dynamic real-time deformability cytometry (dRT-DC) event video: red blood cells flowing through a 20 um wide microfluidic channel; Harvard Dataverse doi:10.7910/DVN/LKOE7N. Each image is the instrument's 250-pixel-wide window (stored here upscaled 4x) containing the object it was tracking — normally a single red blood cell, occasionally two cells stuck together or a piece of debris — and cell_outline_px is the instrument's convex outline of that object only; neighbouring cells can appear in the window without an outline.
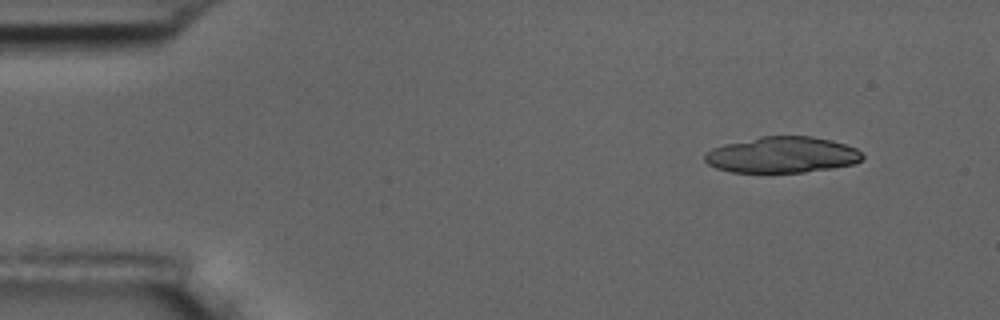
{"species": "common noctule bat (a hibernating species)", "species_latin": "Nyctalus noctula", "temperature_condition": "room temperature", "stored_images_in_passage": 9, "camera_frame_rate_fps": 3000, "um_per_image_px": 0.085, "animal": {"sex": "male", "body_mass_g": 17.5, "forearm_length_mm": 52.3}, "frame": {"image": 1, "passage_image": 2, "time_ms": 1.333, "image_size_px": [1000, 320], "cell_outline_px": [[864, 156], [860, 160], [852, 164], [832, 168], [804, 172], [732, 172], [716, 168], [708, 164], [704, 160], [704, 156], [712, 148], [724, 144], [760, 136], [812, 136], [832, 140], [856, 148]], "centroid_in_image_um": [66.46, 13.15], "position_along_channel_um": 18.5, "area_um2": 33.06}}
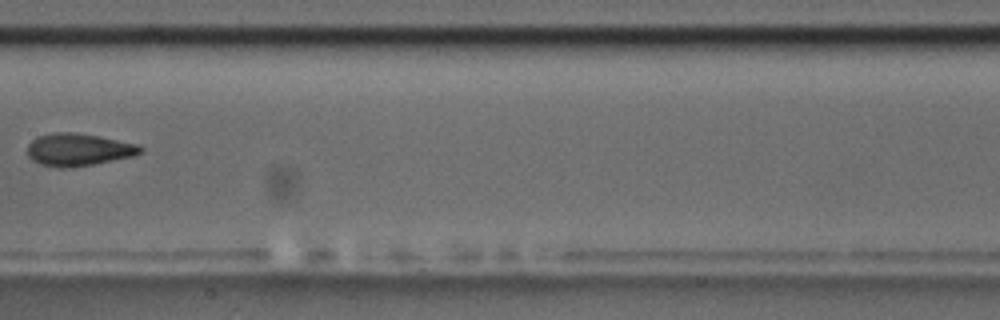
{"frame": {"image": 2, "passage_image": 8, "time_ms": 9.0, "image_size_px": [1000, 320], "cell_outline_px": [[144, 152], [136, 156], [92, 164], [68, 168], [60, 168], [40, 164], [32, 160], [28, 156], [28, 144], [32, 140], [40, 136], [56, 132], [72, 132], [96, 136], [136, 144], [144, 148]], "centroid_in_image_um": [6.68, 12.73], "position_along_channel_um": 200.7, "area_um2": 21.21}}
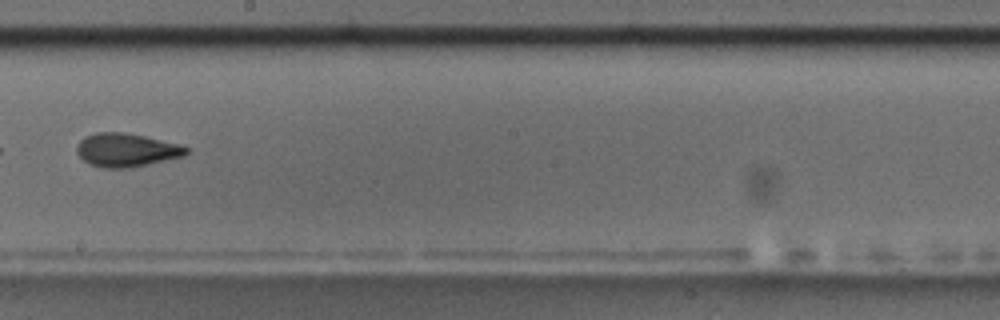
{"frame": {"image": 3, "passage_image": 9, "time_ms": 10.0, "image_size_px": [1000, 320], "cell_outline_px": [[188, 152], [184, 156], [132, 168], [104, 168], [88, 164], [76, 152], [76, 148], [80, 140], [84, 136], [96, 132], [124, 132], [144, 136], [176, 144], [188, 148]], "centroid_in_image_um": [10.7, 12.76], "position_along_channel_um": 237.5, "area_um2": 21.33}}